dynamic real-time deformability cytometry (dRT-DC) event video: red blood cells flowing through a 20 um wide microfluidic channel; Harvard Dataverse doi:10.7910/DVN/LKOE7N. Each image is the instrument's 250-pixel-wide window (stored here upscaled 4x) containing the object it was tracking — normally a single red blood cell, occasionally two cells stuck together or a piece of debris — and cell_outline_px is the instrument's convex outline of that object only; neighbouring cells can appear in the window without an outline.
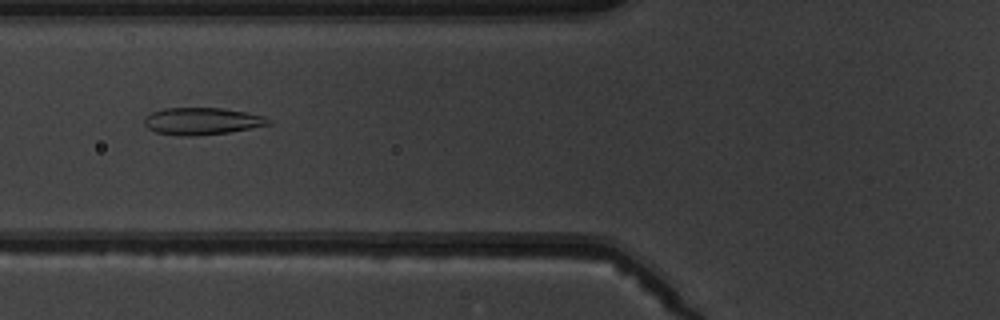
{"species": "common noctule bat (a hibernating species)", "species_latin": "Nyctalus noctula", "temperature_condition": "warm", "stored_images_in_passage": 4, "camera_frame_rate_fps": 3000, "um_per_image_px": 0.085, "animal": {"sex": "male", "body_mass_g": 19.5, "forearm_length_mm": 54.6}, "frame": {"image": 1, "passage_image": 4, "time_ms": 3.667, "image_size_px": [1000, 320], "cell_outline_px": [[272, 124], [228, 132], [196, 136], [184, 136], [156, 132], [148, 128], [144, 124], [144, 116], [152, 112], [164, 108], [224, 108], [264, 116], [272, 120]], "centroid_in_image_um": [17.16, 10.29], "position_along_channel_um": 108.6, "area_um2": 19.59}}